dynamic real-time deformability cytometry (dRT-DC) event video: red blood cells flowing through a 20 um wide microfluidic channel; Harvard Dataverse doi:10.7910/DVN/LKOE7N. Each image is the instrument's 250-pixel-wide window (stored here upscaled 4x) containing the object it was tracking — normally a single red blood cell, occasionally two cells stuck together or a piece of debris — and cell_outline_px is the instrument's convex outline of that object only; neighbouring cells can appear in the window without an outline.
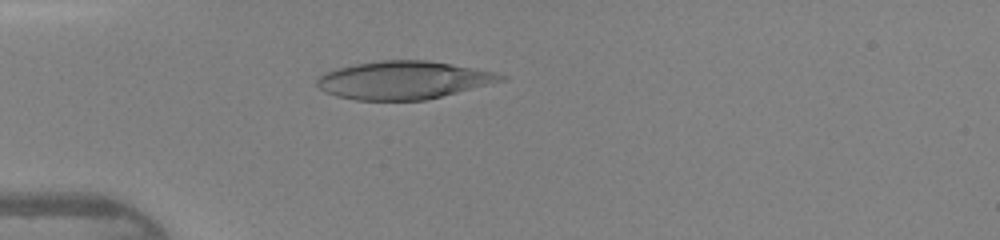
{"species": "human", "species_latin": "Homo sapiens", "temperature_condition": "warm", "stored_images_in_passage": 47, "camera_frame_rate_fps": 3000, "um_per_image_px": 0.085, "donor": {"sex": "female"}, "frame": {"image": 1, "passage_image": 14, "time_ms": 4.333, "image_size_px": [1000, 240], "cell_outline_px": [[508, 76], [504, 80], [424, 100], [356, 100], [336, 96], [324, 92], [316, 84], [316, 80], [320, 76], [336, 68], [356, 64], [380, 60], [428, 60], [476, 68]], "centroid_in_image_um": [34.26, 6.8], "position_along_channel_um": 50.7, "area_um2": 40.29}}
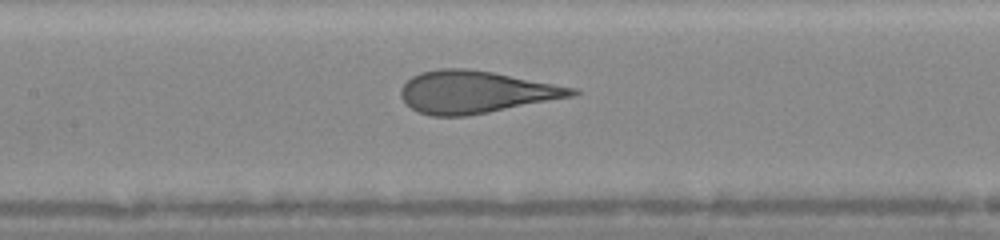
{"frame": {"image": 2, "passage_image": 23, "time_ms": 7.333, "image_size_px": [1000, 240], "cell_outline_px": [[584, 92], [576, 96], [468, 116], [432, 116], [420, 112], [412, 108], [400, 96], [400, 88], [412, 76], [420, 72], [440, 68], [464, 68], [492, 72], [576, 88]], "centroid_in_image_um": [40.46, 7.82], "position_along_channel_um": 166.9, "area_um2": 42.19}}
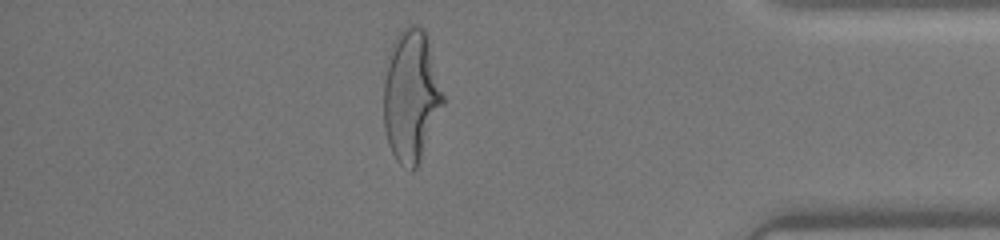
{"frame": {"image": 3, "passage_image": 41, "time_ms": 13.333, "image_size_px": [1000, 240], "cell_outline_px": [[444, 104], [416, 168], [412, 172], [400, 164], [396, 160], [388, 144], [384, 128], [384, 80], [392, 44], [396, 36], [408, 24], [420, 24], [424, 28], [444, 96]], "centroid_in_image_um": [34.94, 8.16], "position_along_channel_um": 400.3, "area_um2": 45.26}, "authors_computed_cell_mechanics": {"area_um2": 42.0784, "velocity_mm_per_s": 4.3676, "shape_relaxation_time_tau1_ms": 3.4987, "shape_relaxation_time_tau2_ms": null, "deformation_change_tau1": 0.2107, "deformation_change_tau2": null}}